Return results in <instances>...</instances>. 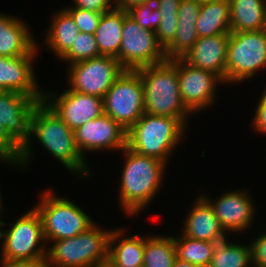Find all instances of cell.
I'll list each match as a JSON object with an SVG mask.
<instances>
[{"label": "cell", "mask_w": 266, "mask_h": 267, "mask_svg": "<svg viewBox=\"0 0 266 267\" xmlns=\"http://www.w3.org/2000/svg\"><path fill=\"white\" fill-rule=\"evenodd\" d=\"M198 39L196 24H178L175 38L165 48L166 59L183 58Z\"/></svg>", "instance_id": "29"}, {"label": "cell", "mask_w": 266, "mask_h": 267, "mask_svg": "<svg viewBox=\"0 0 266 267\" xmlns=\"http://www.w3.org/2000/svg\"><path fill=\"white\" fill-rule=\"evenodd\" d=\"M37 50L27 56H0V91H17L33 99H43L44 92L38 88L32 65Z\"/></svg>", "instance_id": "17"}, {"label": "cell", "mask_w": 266, "mask_h": 267, "mask_svg": "<svg viewBox=\"0 0 266 267\" xmlns=\"http://www.w3.org/2000/svg\"><path fill=\"white\" fill-rule=\"evenodd\" d=\"M41 101L17 91H0V123L21 147L29 140L31 115Z\"/></svg>", "instance_id": "16"}, {"label": "cell", "mask_w": 266, "mask_h": 267, "mask_svg": "<svg viewBox=\"0 0 266 267\" xmlns=\"http://www.w3.org/2000/svg\"><path fill=\"white\" fill-rule=\"evenodd\" d=\"M156 7L163 13H178L181 0H154Z\"/></svg>", "instance_id": "40"}, {"label": "cell", "mask_w": 266, "mask_h": 267, "mask_svg": "<svg viewBox=\"0 0 266 267\" xmlns=\"http://www.w3.org/2000/svg\"><path fill=\"white\" fill-rule=\"evenodd\" d=\"M110 233L94 223L76 237L50 242L47 267H100L108 256Z\"/></svg>", "instance_id": "5"}, {"label": "cell", "mask_w": 266, "mask_h": 267, "mask_svg": "<svg viewBox=\"0 0 266 267\" xmlns=\"http://www.w3.org/2000/svg\"><path fill=\"white\" fill-rule=\"evenodd\" d=\"M43 92V101L73 131L104 114L103 98L98 96L75 92L69 88L58 96L47 93L48 91Z\"/></svg>", "instance_id": "13"}, {"label": "cell", "mask_w": 266, "mask_h": 267, "mask_svg": "<svg viewBox=\"0 0 266 267\" xmlns=\"http://www.w3.org/2000/svg\"><path fill=\"white\" fill-rule=\"evenodd\" d=\"M125 163L121 172L119 203L126 215H139L162 188L167 164L154 157L123 148Z\"/></svg>", "instance_id": "2"}, {"label": "cell", "mask_w": 266, "mask_h": 267, "mask_svg": "<svg viewBox=\"0 0 266 267\" xmlns=\"http://www.w3.org/2000/svg\"><path fill=\"white\" fill-rule=\"evenodd\" d=\"M67 8H80L92 12L105 13L116 8L114 0H73Z\"/></svg>", "instance_id": "37"}, {"label": "cell", "mask_w": 266, "mask_h": 267, "mask_svg": "<svg viewBox=\"0 0 266 267\" xmlns=\"http://www.w3.org/2000/svg\"><path fill=\"white\" fill-rule=\"evenodd\" d=\"M202 196L212 206L215 216L226 233H242V231L244 233L253 224L256 206L247 190L226 191L220 198L217 197L218 199H211L204 193Z\"/></svg>", "instance_id": "15"}, {"label": "cell", "mask_w": 266, "mask_h": 267, "mask_svg": "<svg viewBox=\"0 0 266 267\" xmlns=\"http://www.w3.org/2000/svg\"><path fill=\"white\" fill-rule=\"evenodd\" d=\"M201 3L196 0H181L178 10V24H196Z\"/></svg>", "instance_id": "35"}, {"label": "cell", "mask_w": 266, "mask_h": 267, "mask_svg": "<svg viewBox=\"0 0 266 267\" xmlns=\"http://www.w3.org/2000/svg\"><path fill=\"white\" fill-rule=\"evenodd\" d=\"M196 30L199 38L230 34L229 0H213L202 3L196 22Z\"/></svg>", "instance_id": "24"}, {"label": "cell", "mask_w": 266, "mask_h": 267, "mask_svg": "<svg viewBox=\"0 0 266 267\" xmlns=\"http://www.w3.org/2000/svg\"><path fill=\"white\" fill-rule=\"evenodd\" d=\"M34 208L41 218L47 246L51 241L76 237L95 223L76 203L56 196L51 189L40 194Z\"/></svg>", "instance_id": "6"}, {"label": "cell", "mask_w": 266, "mask_h": 267, "mask_svg": "<svg viewBox=\"0 0 266 267\" xmlns=\"http://www.w3.org/2000/svg\"><path fill=\"white\" fill-rule=\"evenodd\" d=\"M100 267H124V266L119 265L118 263L114 262L109 256H107V258L103 261Z\"/></svg>", "instance_id": "42"}, {"label": "cell", "mask_w": 266, "mask_h": 267, "mask_svg": "<svg viewBox=\"0 0 266 267\" xmlns=\"http://www.w3.org/2000/svg\"><path fill=\"white\" fill-rule=\"evenodd\" d=\"M33 135L67 170L77 174V178L91 175L88 160L76 145L74 131L44 101L37 104L31 115L29 140L22 147L18 164L22 169L28 167L32 157Z\"/></svg>", "instance_id": "1"}, {"label": "cell", "mask_w": 266, "mask_h": 267, "mask_svg": "<svg viewBox=\"0 0 266 267\" xmlns=\"http://www.w3.org/2000/svg\"><path fill=\"white\" fill-rule=\"evenodd\" d=\"M102 56L93 34L80 32L70 49L59 59L68 65Z\"/></svg>", "instance_id": "30"}, {"label": "cell", "mask_w": 266, "mask_h": 267, "mask_svg": "<svg viewBox=\"0 0 266 267\" xmlns=\"http://www.w3.org/2000/svg\"><path fill=\"white\" fill-rule=\"evenodd\" d=\"M186 128L178 118L144 113L127 131V147L168 164L173 149L183 140Z\"/></svg>", "instance_id": "4"}, {"label": "cell", "mask_w": 266, "mask_h": 267, "mask_svg": "<svg viewBox=\"0 0 266 267\" xmlns=\"http://www.w3.org/2000/svg\"><path fill=\"white\" fill-rule=\"evenodd\" d=\"M1 189H0V214H3V209L2 208H4V205L2 204V197H1ZM3 205V206H2ZM2 210V211H1Z\"/></svg>", "instance_id": "44"}, {"label": "cell", "mask_w": 266, "mask_h": 267, "mask_svg": "<svg viewBox=\"0 0 266 267\" xmlns=\"http://www.w3.org/2000/svg\"><path fill=\"white\" fill-rule=\"evenodd\" d=\"M76 145L86 159V151H121L127 146V131L108 115L90 120L74 130Z\"/></svg>", "instance_id": "14"}, {"label": "cell", "mask_w": 266, "mask_h": 267, "mask_svg": "<svg viewBox=\"0 0 266 267\" xmlns=\"http://www.w3.org/2000/svg\"><path fill=\"white\" fill-rule=\"evenodd\" d=\"M69 89L103 98L124 69L113 56H99L70 64Z\"/></svg>", "instance_id": "11"}, {"label": "cell", "mask_w": 266, "mask_h": 267, "mask_svg": "<svg viewBox=\"0 0 266 267\" xmlns=\"http://www.w3.org/2000/svg\"><path fill=\"white\" fill-rule=\"evenodd\" d=\"M25 21L11 14H0V56L19 57L38 49L35 37L30 34Z\"/></svg>", "instance_id": "20"}, {"label": "cell", "mask_w": 266, "mask_h": 267, "mask_svg": "<svg viewBox=\"0 0 266 267\" xmlns=\"http://www.w3.org/2000/svg\"><path fill=\"white\" fill-rule=\"evenodd\" d=\"M144 267H173L177 259L174 236H145Z\"/></svg>", "instance_id": "26"}, {"label": "cell", "mask_w": 266, "mask_h": 267, "mask_svg": "<svg viewBox=\"0 0 266 267\" xmlns=\"http://www.w3.org/2000/svg\"><path fill=\"white\" fill-rule=\"evenodd\" d=\"M173 267H200L197 265H194L192 263L179 260L178 258L175 260Z\"/></svg>", "instance_id": "43"}, {"label": "cell", "mask_w": 266, "mask_h": 267, "mask_svg": "<svg viewBox=\"0 0 266 267\" xmlns=\"http://www.w3.org/2000/svg\"><path fill=\"white\" fill-rule=\"evenodd\" d=\"M79 33V28L72 16L62 9L52 17L50 26L44 34L46 35L45 45L60 59L73 45Z\"/></svg>", "instance_id": "25"}, {"label": "cell", "mask_w": 266, "mask_h": 267, "mask_svg": "<svg viewBox=\"0 0 266 267\" xmlns=\"http://www.w3.org/2000/svg\"><path fill=\"white\" fill-rule=\"evenodd\" d=\"M22 147L8 134L6 128L0 123V161L11 166H18Z\"/></svg>", "instance_id": "32"}, {"label": "cell", "mask_w": 266, "mask_h": 267, "mask_svg": "<svg viewBox=\"0 0 266 267\" xmlns=\"http://www.w3.org/2000/svg\"><path fill=\"white\" fill-rule=\"evenodd\" d=\"M176 255L179 260L200 267H209L217 242H207L188 238L184 235L174 236Z\"/></svg>", "instance_id": "28"}, {"label": "cell", "mask_w": 266, "mask_h": 267, "mask_svg": "<svg viewBox=\"0 0 266 267\" xmlns=\"http://www.w3.org/2000/svg\"><path fill=\"white\" fill-rule=\"evenodd\" d=\"M144 103L139 73L124 70L103 97L104 114L128 131L145 113Z\"/></svg>", "instance_id": "9"}, {"label": "cell", "mask_w": 266, "mask_h": 267, "mask_svg": "<svg viewBox=\"0 0 266 267\" xmlns=\"http://www.w3.org/2000/svg\"><path fill=\"white\" fill-rule=\"evenodd\" d=\"M251 249L252 266L266 267V232L252 239Z\"/></svg>", "instance_id": "36"}, {"label": "cell", "mask_w": 266, "mask_h": 267, "mask_svg": "<svg viewBox=\"0 0 266 267\" xmlns=\"http://www.w3.org/2000/svg\"><path fill=\"white\" fill-rule=\"evenodd\" d=\"M5 221L0 220L1 258L13 260H46L47 244L42 221L33 207L2 231ZM42 242V243H41Z\"/></svg>", "instance_id": "7"}, {"label": "cell", "mask_w": 266, "mask_h": 267, "mask_svg": "<svg viewBox=\"0 0 266 267\" xmlns=\"http://www.w3.org/2000/svg\"><path fill=\"white\" fill-rule=\"evenodd\" d=\"M126 11L143 29L156 32L160 24L161 14L154 1L132 6Z\"/></svg>", "instance_id": "31"}, {"label": "cell", "mask_w": 266, "mask_h": 267, "mask_svg": "<svg viewBox=\"0 0 266 267\" xmlns=\"http://www.w3.org/2000/svg\"><path fill=\"white\" fill-rule=\"evenodd\" d=\"M154 0H114L116 8L127 10L131 8L132 6L144 4V3H150Z\"/></svg>", "instance_id": "41"}, {"label": "cell", "mask_w": 266, "mask_h": 267, "mask_svg": "<svg viewBox=\"0 0 266 267\" xmlns=\"http://www.w3.org/2000/svg\"><path fill=\"white\" fill-rule=\"evenodd\" d=\"M196 1H198V2H200L202 4V3L213 1V0H196Z\"/></svg>", "instance_id": "45"}, {"label": "cell", "mask_w": 266, "mask_h": 267, "mask_svg": "<svg viewBox=\"0 0 266 267\" xmlns=\"http://www.w3.org/2000/svg\"><path fill=\"white\" fill-rule=\"evenodd\" d=\"M74 19L79 31L95 34L102 13L83 10L80 8H64Z\"/></svg>", "instance_id": "33"}, {"label": "cell", "mask_w": 266, "mask_h": 267, "mask_svg": "<svg viewBox=\"0 0 266 267\" xmlns=\"http://www.w3.org/2000/svg\"><path fill=\"white\" fill-rule=\"evenodd\" d=\"M251 249L247 244L234 243L229 238L216 244L209 267H250Z\"/></svg>", "instance_id": "27"}, {"label": "cell", "mask_w": 266, "mask_h": 267, "mask_svg": "<svg viewBox=\"0 0 266 267\" xmlns=\"http://www.w3.org/2000/svg\"><path fill=\"white\" fill-rule=\"evenodd\" d=\"M117 60L124 70L138 69L165 62V49L152 30L143 29L129 15L124 18Z\"/></svg>", "instance_id": "10"}, {"label": "cell", "mask_w": 266, "mask_h": 267, "mask_svg": "<svg viewBox=\"0 0 266 267\" xmlns=\"http://www.w3.org/2000/svg\"><path fill=\"white\" fill-rule=\"evenodd\" d=\"M194 201L184 219L181 234L191 239L207 242L219 243L228 239L210 203L200 195Z\"/></svg>", "instance_id": "19"}, {"label": "cell", "mask_w": 266, "mask_h": 267, "mask_svg": "<svg viewBox=\"0 0 266 267\" xmlns=\"http://www.w3.org/2000/svg\"><path fill=\"white\" fill-rule=\"evenodd\" d=\"M0 261V267H47L46 260L26 261L1 258Z\"/></svg>", "instance_id": "39"}, {"label": "cell", "mask_w": 266, "mask_h": 267, "mask_svg": "<svg viewBox=\"0 0 266 267\" xmlns=\"http://www.w3.org/2000/svg\"><path fill=\"white\" fill-rule=\"evenodd\" d=\"M231 32L260 31L266 27V0H229Z\"/></svg>", "instance_id": "22"}, {"label": "cell", "mask_w": 266, "mask_h": 267, "mask_svg": "<svg viewBox=\"0 0 266 267\" xmlns=\"http://www.w3.org/2000/svg\"><path fill=\"white\" fill-rule=\"evenodd\" d=\"M127 11L115 8L102 13L94 37L101 55L119 57L122 28Z\"/></svg>", "instance_id": "23"}, {"label": "cell", "mask_w": 266, "mask_h": 267, "mask_svg": "<svg viewBox=\"0 0 266 267\" xmlns=\"http://www.w3.org/2000/svg\"><path fill=\"white\" fill-rule=\"evenodd\" d=\"M160 24L156 30L158 42L165 49L175 38L178 28V13L160 12Z\"/></svg>", "instance_id": "34"}, {"label": "cell", "mask_w": 266, "mask_h": 267, "mask_svg": "<svg viewBox=\"0 0 266 267\" xmlns=\"http://www.w3.org/2000/svg\"><path fill=\"white\" fill-rule=\"evenodd\" d=\"M124 229L111 230L108 256L124 267H140L144 263L145 236L134 234L124 237ZM119 241V242H118Z\"/></svg>", "instance_id": "21"}, {"label": "cell", "mask_w": 266, "mask_h": 267, "mask_svg": "<svg viewBox=\"0 0 266 267\" xmlns=\"http://www.w3.org/2000/svg\"><path fill=\"white\" fill-rule=\"evenodd\" d=\"M177 72L182 101L192 113L213 106L216 87L224 83L217 74L191 66L183 58L177 59Z\"/></svg>", "instance_id": "12"}, {"label": "cell", "mask_w": 266, "mask_h": 267, "mask_svg": "<svg viewBox=\"0 0 266 267\" xmlns=\"http://www.w3.org/2000/svg\"><path fill=\"white\" fill-rule=\"evenodd\" d=\"M144 87L145 113L178 118L186 127L193 113L184 105L179 89L177 59L136 70Z\"/></svg>", "instance_id": "3"}, {"label": "cell", "mask_w": 266, "mask_h": 267, "mask_svg": "<svg viewBox=\"0 0 266 267\" xmlns=\"http://www.w3.org/2000/svg\"><path fill=\"white\" fill-rule=\"evenodd\" d=\"M230 34L200 37L183 57L191 66L211 71L226 83V59Z\"/></svg>", "instance_id": "18"}, {"label": "cell", "mask_w": 266, "mask_h": 267, "mask_svg": "<svg viewBox=\"0 0 266 267\" xmlns=\"http://www.w3.org/2000/svg\"><path fill=\"white\" fill-rule=\"evenodd\" d=\"M253 128L257 132L266 134V88L258 101L257 108L252 119Z\"/></svg>", "instance_id": "38"}, {"label": "cell", "mask_w": 266, "mask_h": 267, "mask_svg": "<svg viewBox=\"0 0 266 267\" xmlns=\"http://www.w3.org/2000/svg\"><path fill=\"white\" fill-rule=\"evenodd\" d=\"M266 69V31L231 32L226 59V84L242 83Z\"/></svg>", "instance_id": "8"}]
</instances>
